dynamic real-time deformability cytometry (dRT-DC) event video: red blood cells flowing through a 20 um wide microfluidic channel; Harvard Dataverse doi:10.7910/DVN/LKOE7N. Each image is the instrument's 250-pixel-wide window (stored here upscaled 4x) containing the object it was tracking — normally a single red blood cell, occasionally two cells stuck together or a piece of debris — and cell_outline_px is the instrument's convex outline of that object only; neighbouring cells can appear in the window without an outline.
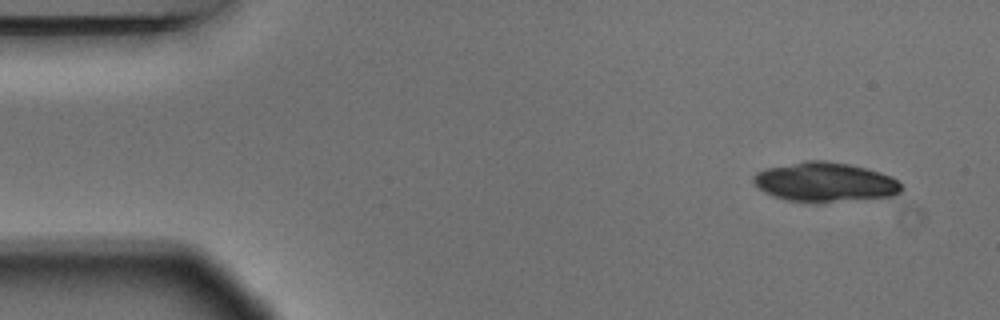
{"species": "Egyptian fruit bat (a non-hibernating species)", "species_latin": "Rousettus aegyptiacus", "temperature_condition": "warm", "stored_images_in_passage": 2, "camera_frame_rate_fps": 3000, "um_per_image_px": 0.085, "animal": {"sex": "male"}, "frame": {"image": 1, "passage_image": 1, "time_ms": 0.0, "image_size_px": [1000, 320], "cell_outline_px": [[904, 188], [900, 192], [892, 196], [832, 200], [788, 200], [772, 196], [764, 192], [752, 180], [752, 176], [756, 172], [764, 168], [804, 160], [824, 160], [848, 164], [880, 172], [892, 176]], "centroid_in_image_um": [70.08, 15.43], "position_along_channel_um": 14.9, "area_um2": 33.18}}